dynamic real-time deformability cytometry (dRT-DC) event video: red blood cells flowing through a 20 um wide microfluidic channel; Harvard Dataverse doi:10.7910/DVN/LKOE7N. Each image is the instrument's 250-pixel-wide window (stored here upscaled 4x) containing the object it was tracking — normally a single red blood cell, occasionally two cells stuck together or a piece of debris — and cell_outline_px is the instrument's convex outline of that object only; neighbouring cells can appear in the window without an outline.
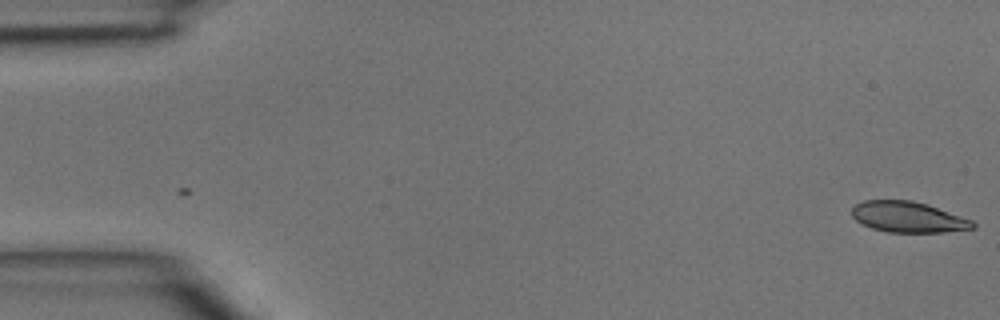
{"species": "common noctule bat (a hibernating species)", "species_latin": "Nyctalus noctula", "temperature_condition": "room temperature", "stored_images_in_passage": 4, "segment_of_instrument_passage": [2, 2], "camera_frame_rate_fps": 3000, "um_per_image_px": 0.085, "animal": {"sex": "male", "body_mass_g": 15.6}, "frame": {"image": 1, "passage_image": 4, "time_ms": 1.0, "image_size_px": [1000, 320], "cell_outline_px": [[976, 228], [944, 232], [888, 232], [872, 228], [856, 220], [852, 216], [852, 208], [856, 204], [864, 200], [912, 200], [928, 204], [972, 220], [976, 224]], "centroid_in_image_um": [77.21, 18.44], "position_along_channel_um": 7.8, "area_um2": 21.68}}